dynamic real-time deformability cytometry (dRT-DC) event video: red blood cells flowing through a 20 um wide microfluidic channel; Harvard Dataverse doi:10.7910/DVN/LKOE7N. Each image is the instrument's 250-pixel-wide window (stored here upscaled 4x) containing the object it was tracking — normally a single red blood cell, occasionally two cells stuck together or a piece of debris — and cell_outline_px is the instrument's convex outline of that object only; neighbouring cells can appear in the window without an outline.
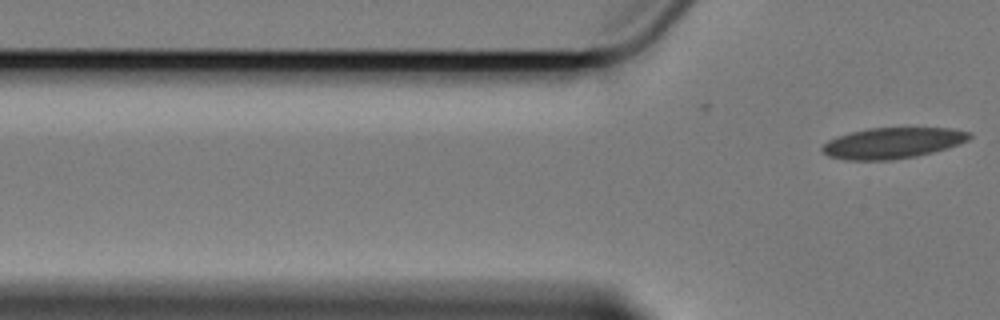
{"species": "Egyptian fruit bat (a non-hibernating species)", "species_latin": "Rousettus aegyptiacus", "temperature_condition": "cold", "stored_images_in_passage": 4, "camera_frame_rate_fps": 3000, "um_per_image_px": 0.085, "animal": {"sex": "female"}, "frame": {"image": 1, "passage_image": 4, "time_ms": 6.333, "image_size_px": [1000, 320], "cell_outline_px": [[972, 136], [968, 140], [932, 152], [916, 156], [892, 160], [848, 160], [828, 156], [820, 148], [828, 140], [836, 136], [868, 128], [952, 128], [972, 132]], "centroid_in_image_um": [75.85, 12.15], "position_along_channel_um": 50.0, "area_um2": 26.36}}